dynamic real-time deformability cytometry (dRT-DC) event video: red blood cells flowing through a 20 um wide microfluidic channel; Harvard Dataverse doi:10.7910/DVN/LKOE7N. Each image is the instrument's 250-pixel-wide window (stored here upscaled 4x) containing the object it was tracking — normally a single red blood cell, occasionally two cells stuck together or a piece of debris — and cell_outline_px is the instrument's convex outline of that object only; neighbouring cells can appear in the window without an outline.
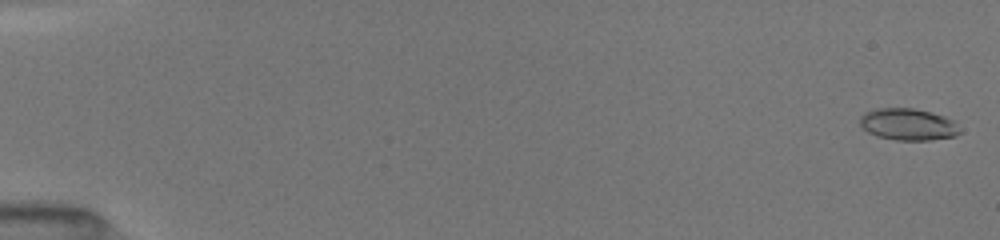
{"species": "common noctule bat (a hibernating species)", "species_latin": "Nyctalus noctula", "temperature_condition": "room temperature", "stored_images_in_passage": 50, "camera_frame_rate_fps": 3000, "um_per_image_px": 0.085, "animal": {"sex": "female", "body_mass_g": 19.5, "forearm_length_mm": 54.1}, "frame": {"image": 1, "passage_image": 2, "time_ms": 0.333, "image_size_px": [1000, 240], "cell_outline_px": [[960, 132], [956, 136], [928, 140], [896, 140], [876, 136], [868, 132], [860, 124], [860, 116], [864, 112], [876, 108], [912, 108], [944, 116], [952, 120]], "centroid_in_image_um": [77.14, 10.57], "position_along_channel_um": 7.9, "area_um2": 18.32}}
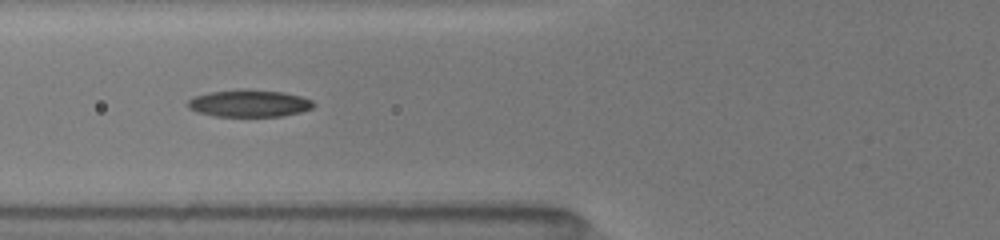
{"frame": {"image": 2, "passage_image": 21, "time_ms": 7.0, "image_size_px": [1000, 240], "cell_outline_px": [[316, 104], [312, 108], [300, 112], [284, 116], [212, 116], [196, 112], [188, 108], [188, 100], [192, 96], [208, 92], [244, 88], [248, 88], [284, 92], [300, 96], [312, 100]], "centroid_in_image_um": [21.15, 8.77], "position_along_channel_um": 104.6, "area_um2": 20.29}}
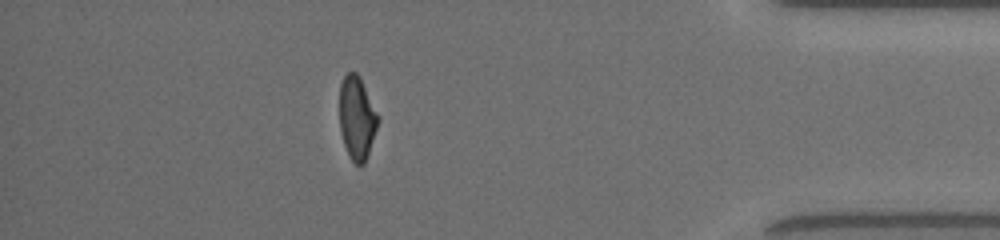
{"frame": {"image": 3, "passage_image": 44, "time_ms": 15.333, "image_size_px": [1000, 240], "cell_outline_px": [[380, 120], [364, 164], [360, 168], [352, 160], [344, 144], [340, 132], [340, 84], [344, 76], [348, 72], [356, 72], [360, 76], [380, 116]], "centroid_in_image_um": [30.36, 10.01], "position_along_channel_um": 404.8, "area_um2": 18.84}, "authors_computed_cell_mechanics": {"area_um2": 19.2185, "velocity_mm_per_s": 4.0462, "shape_relaxation_time_tau1_ms": 6.4032, "shape_relaxation_time_tau2_ms": 2.9546, "deformation_change_tau1": 0.204, "deformation_change_tau2": 0.0813}}